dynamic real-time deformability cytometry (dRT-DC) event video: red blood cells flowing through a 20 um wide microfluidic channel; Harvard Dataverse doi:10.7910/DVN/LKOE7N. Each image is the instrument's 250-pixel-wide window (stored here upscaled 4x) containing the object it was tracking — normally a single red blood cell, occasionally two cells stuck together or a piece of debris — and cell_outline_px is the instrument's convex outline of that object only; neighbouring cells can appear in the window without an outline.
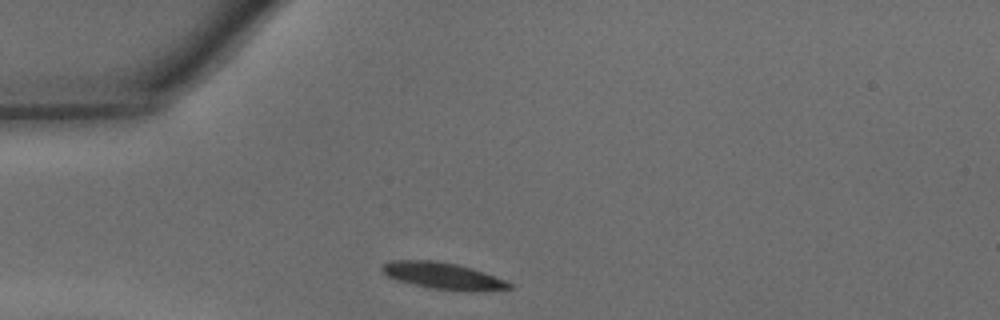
{"species": "common noctule bat (a hibernating species)", "species_latin": "Nyctalus noctula", "temperature_condition": "warm", "stored_images_in_passage": 25, "camera_frame_rate_fps": 3000, "um_per_image_px": 0.085, "animal": {"sex": "male", "body_mass_g": 15.6}, "frame": {"image": 1, "passage_image": 1, "time_ms": 0.0, "image_size_px": [1000, 320], "cell_outline_px": [[512, 288], [472, 292], [428, 288], [396, 280], [388, 276], [380, 268], [380, 264], [388, 260], [436, 260], [456, 264], [472, 268], [484, 272], [504, 280], [512, 284]], "centroid_in_image_um": [37.61, 23.44], "position_along_channel_um": 47.4, "area_um2": 19.94}}
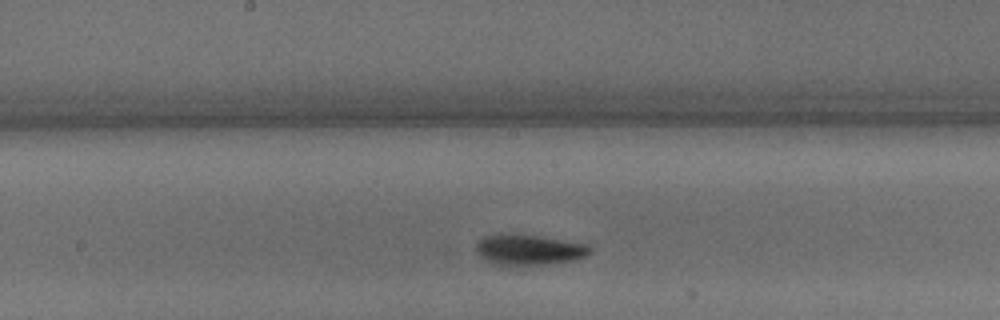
{"frame": {"image": 2, "passage_image": 13, "time_ms": 4.0, "image_size_px": [1000, 320], "cell_outline_px": [[592, 252], [588, 256], [576, 260], [552, 264], [492, 264], [480, 256], [476, 252], [476, 244], [484, 236], [512, 232], [588, 244], [592, 248]], "centroid_in_image_um": [44.99, 21.21], "position_along_channel_um": 203.2, "area_um2": 20.46}}
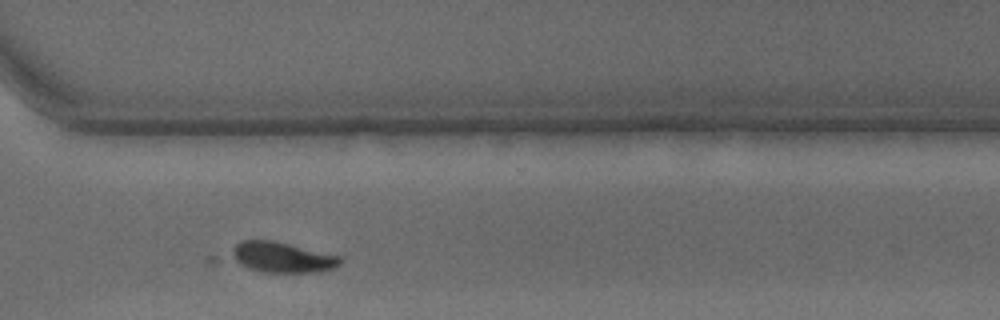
{"frame": {"image": 3, "passage_image": 23, "time_ms": 7.333, "image_size_px": [1000, 320], "cell_outline_px": [[344, 260], [340, 264], [332, 268], [320, 272], [264, 272], [208, 264], [204, 260], [204, 256], [244, 240], [272, 240], [340, 256]], "centroid_in_image_um": [23.18, 21.89], "position_along_channel_um": 347.4, "area_um2": 22.89}}